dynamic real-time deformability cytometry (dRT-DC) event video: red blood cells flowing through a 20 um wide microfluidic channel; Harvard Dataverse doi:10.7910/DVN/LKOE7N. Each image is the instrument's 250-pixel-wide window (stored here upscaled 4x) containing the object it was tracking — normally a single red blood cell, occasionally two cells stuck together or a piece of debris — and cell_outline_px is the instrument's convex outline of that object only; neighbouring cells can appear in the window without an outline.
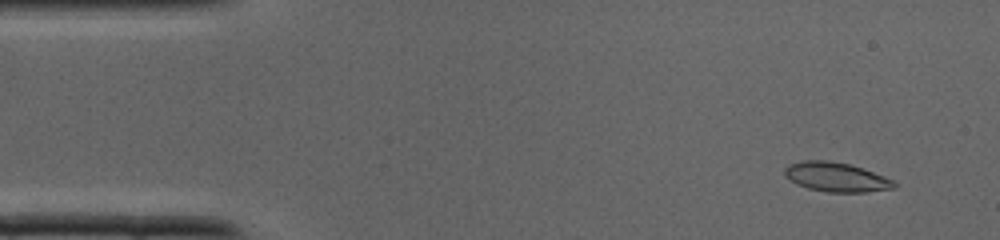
{"species": "common noctule bat (a hibernating species)", "species_latin": "Nyctalus noctula", "temperature_condition": "cold", "stored_images_in_passage": 37, "camera_frame_rate_fps": 3000, "um_per_image_px": 0.085, "animal": {"sex": "male", "body_mass_g": 19.0, "forearm_length_mm": 50.8}, "frame": {"image": 1, "passage_image": 3, "time_ms": 0.667, "image_size_px": [1000, 240], "cell_outline_px": [[896, 188], [864, 192], [828, 192], [808, 188], [796, 184], [784, 176], [784, 168], [788, 164], [804, 160], [828, 160], [848, 164], [884, 176], [892, 180], [896, 184]], "centroid_in_image_um": [71.02, 15.05], "position_along_channel_um": 14.0, "area_um2": 18.61}}
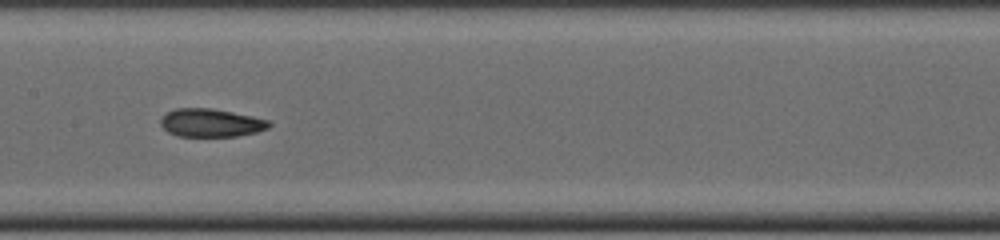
{"frame": {"image": 2, "passage_image": 18, "time_ms": 5.667, "image_size_px": [1000, 240], "cell_outline_px": [[272, 124], [268, 128], [256, 132], [236, 136], [176, 136], [168, 132], [160, 124], [160, 120], [168, 112], [176, 108], [212, 108], [252, 116], [268, 120]], "centroid_in_image_um": [17.93, 10.44], "position_along_channel_um": 189.5, "area_um2": 17.69}}
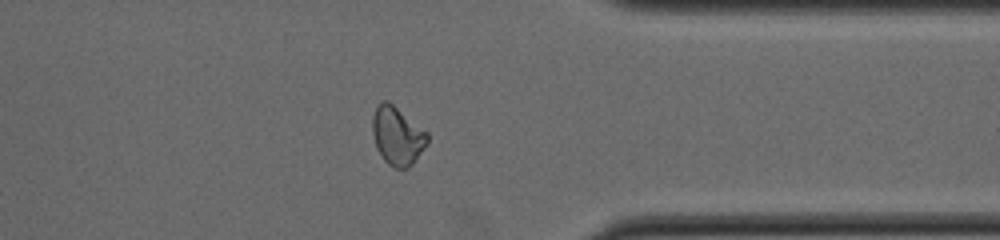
{"frame": {"image": 3, "passage_image": 29, "time_ms": 9.333, "image_size_px": [1000, 240], "cell_outline_px": [[428, 144], [412, 164], [408, 168], [396, 168], [388, 164], [384, 160], [376, 148], [372, 132], [372, 116], [380, 100], [388, 100], [428, 132]], "centroid_in_image_um": [33.77, 11.53], "position_along_channel_um": 377.6, "area_um2": 18.84}}